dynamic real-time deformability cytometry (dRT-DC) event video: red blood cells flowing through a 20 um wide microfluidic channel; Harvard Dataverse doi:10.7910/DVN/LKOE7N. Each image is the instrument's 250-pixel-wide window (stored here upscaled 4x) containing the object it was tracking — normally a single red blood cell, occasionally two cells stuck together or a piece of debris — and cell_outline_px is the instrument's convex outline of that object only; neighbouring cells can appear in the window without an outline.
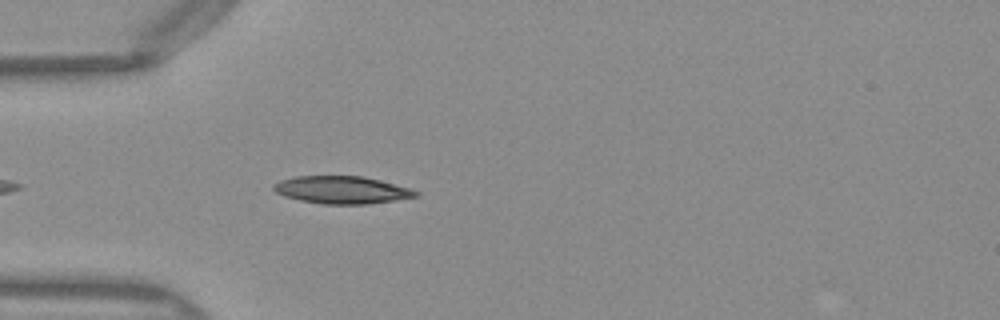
{"species": "Egyptian fruit bat (a non-hibernating species)", "species_latin": "Rousettus aegyptiacus", "temperature_condition": "warm", "stored_images_in_passage": 13, "camera_frame_rate_fps": 3000, "um_per_image_px": 0.085, "frame": {"image": 1, "passage_image": 4, "time_ms": 1.0, "image_size_px": [1000, 320], "cell_outline_px": [[420, 196], [396, 200], [368, 204], [320, 204], [300, 200], [284, 196], [276, 192], [272, 188], [272, 184], [280, 180], [292, 176], [364, 176], [380, 180], [408, 188], [420, 192]], "centroid_in_image_um": [29.04, 16.14], "position_along_channel_um": 56.0, "area_um2": 22.95}}
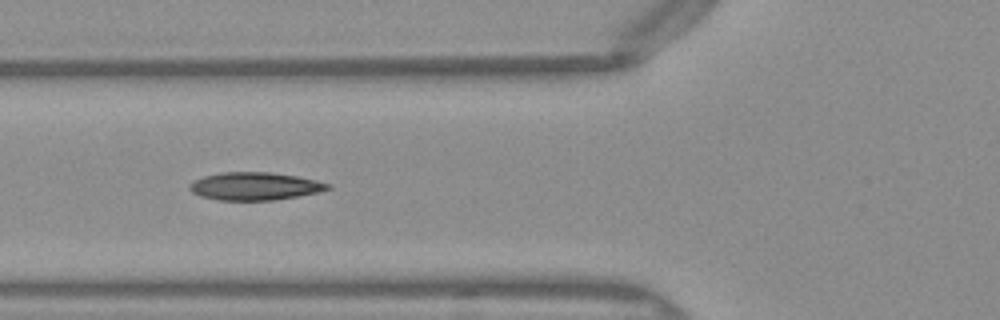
{"frame": {"image": 2, "passage_image": 8, "time_ms": 2.333, "image_size_px": [1000, 320], "cell_outline_px": [[332, 188], [316, 192], [296, 196], [272, 200], [220, 200], [200, 196], [192, 192], [188, 188], [188, 184], [204, 176], [220, 172], [268, 172], [296, 176], [316, 180], [332, 184]], "centroid_in_image_um": [21.64, 15.82], "position_along_channel_um": 104.2, "area_um2": 22.25}}